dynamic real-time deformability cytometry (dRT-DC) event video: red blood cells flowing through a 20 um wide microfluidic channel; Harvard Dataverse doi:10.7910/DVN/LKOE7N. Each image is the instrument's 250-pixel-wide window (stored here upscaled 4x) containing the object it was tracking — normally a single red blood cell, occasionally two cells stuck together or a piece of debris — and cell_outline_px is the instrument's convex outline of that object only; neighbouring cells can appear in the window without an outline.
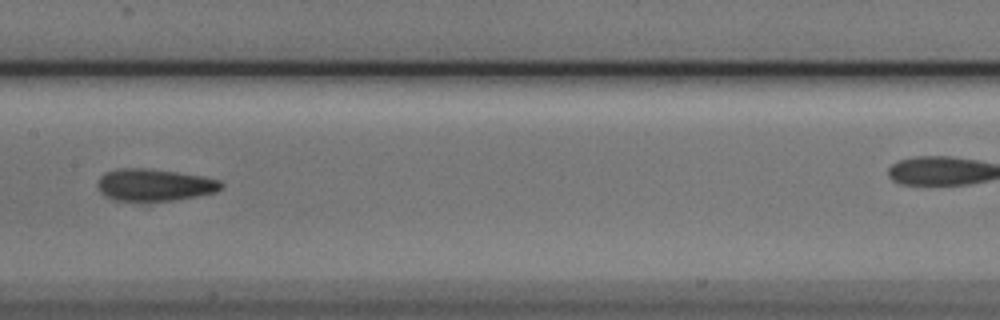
{"species": "Egyptian fruit bat (a non-hibernating species)", "species_latin": "Rousettus aegyptiacus", "temperature_condition": "cold", "stored_images_in_passage": 7, "segment_of_instrument_passage": [1, 2], "camera_frame_rate_fps": 3000, "um_per_image_px": 0.085, "animal": {"sex": "male"}, "frame": {"image": 1, "passage_image": 6, "time_ms": 1.667, "image_size_px": [1000, 320], "cell_outline_px": [[224, 184], [216, 192], [196, 196], [172, 200], [116, 200], [100, 192], [96, 184], [100, 176], [104, 172], [120, 168], [144, 168], [176, 172], [204, 176], [220, 180]], "centroid_in_image_um": [13.12, 15.7], "position_along_channel_um": 194.3, "area_um2": 22.89}}